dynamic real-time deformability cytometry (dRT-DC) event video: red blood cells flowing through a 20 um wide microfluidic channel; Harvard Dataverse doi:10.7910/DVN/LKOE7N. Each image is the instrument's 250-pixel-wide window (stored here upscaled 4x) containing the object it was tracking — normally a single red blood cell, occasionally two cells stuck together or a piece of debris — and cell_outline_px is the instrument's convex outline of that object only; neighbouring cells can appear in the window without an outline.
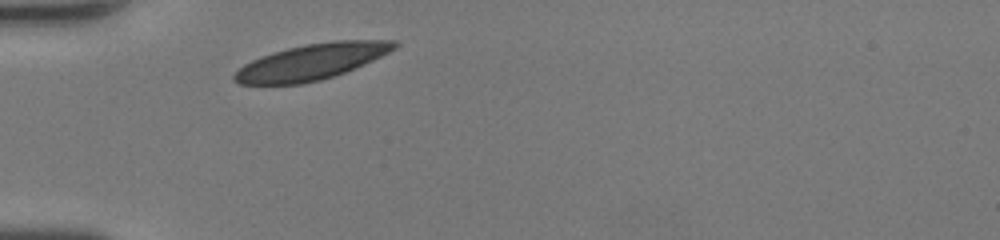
{"species": "human", "species_latin": "Homo sapiens", "temperature_condition": "room temperature", "stored_images_in_passage": 28, "camera_frame_rate_fps": 3000, "um_per_image_px": 0.085, "donor": {"sex": "female"}, "frame": {"image": 1, "passage_image": 1, "time_ms": 0.0, "image_size_px": [1000, 240], "cell_outline_px": [[400, 44], [396, 48], [372, 60], [344, 72], [320, 80], [300, 84], [240, 84], [232, 80], [232, 76], [244, 64], [260, 56], [272, 52], [288, 48], [308, 44], [332, 40], [396, 40]], "centroid_in_image_um": [26.47, 5.24], "position_along_channel_um": 58.5, "area_um2": 33.12}}
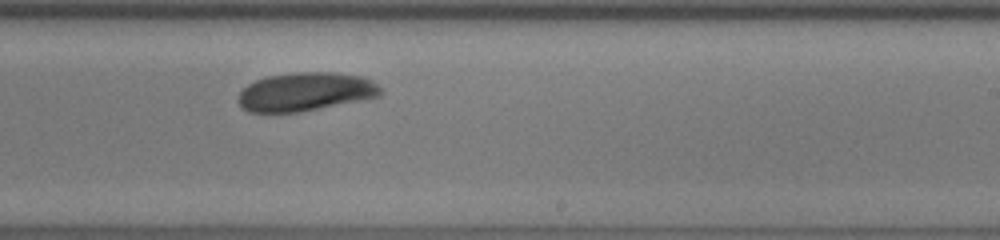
{"frame": {"image": 2, "passage_image": 16, "time_ms": 5.0, "image_size_px": [1000, 240], "cell_outline_px": [[384, 92], [380, 96], [300, 112], [248, 112], [240, 108], [236, 100], [240, 92], [248, 84], [256, 80], [268, 76], [292, 72], [336, 72], [364, 76], [372, 80]], "centroid_in_image_um": [25.95, 7.79], "position_along_channel_um": 263.1, "area_um2": 32.25}}
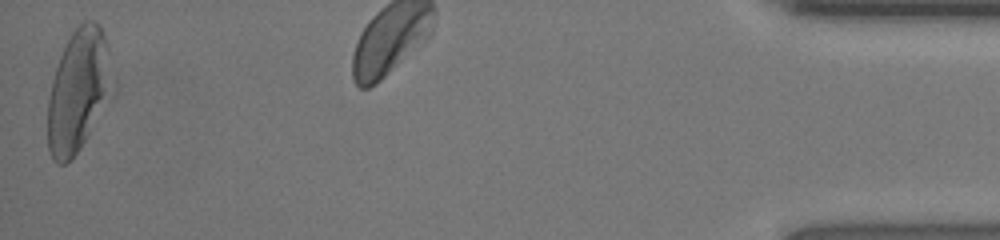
{"frame": {"image": 3, "passage_image": 28, "time_ms": 9.0, "image_size_px": [1000, 240], "cell_outline_px": [[108, 92], [80, 148], [64, 164], [56, 164], [52, 160], [48, 148], [48, 100], [52, 80], [60, 56], [72, 32], [84, 20], [96, 20], [100, 24], [104, 32], [108, 44]], "centroid_in_image_um": [6.57, 7.65], "position_along_channel_um": 428.6, "area_um2": 44.04}, "authors_computed_cell_mechanics": {"area_um2": 32.8304, "velocity_mm_per_s": 4.3005, "shape_relaxation_time_tau1_ms": 4.4734, "shape_relaxation_time_tau2_ms": null, "deformation_change_tau1": 0.1243, "deformation_change_tau2": null}}